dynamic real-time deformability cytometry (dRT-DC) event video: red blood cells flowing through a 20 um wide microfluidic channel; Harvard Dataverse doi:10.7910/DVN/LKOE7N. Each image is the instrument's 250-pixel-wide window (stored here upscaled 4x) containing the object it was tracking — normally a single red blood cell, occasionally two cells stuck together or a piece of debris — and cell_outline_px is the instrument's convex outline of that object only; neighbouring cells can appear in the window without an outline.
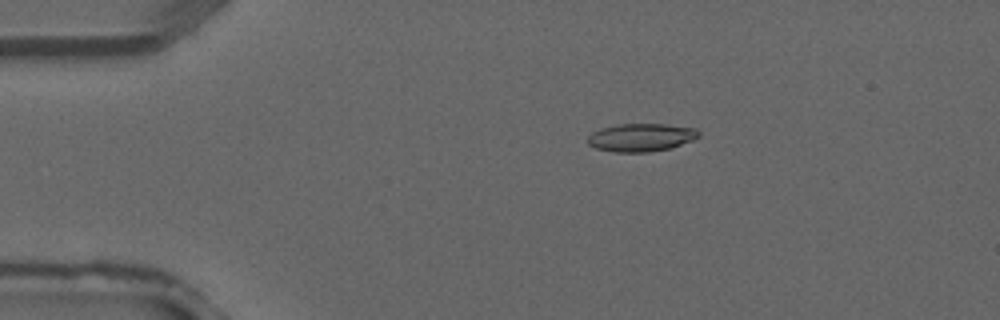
{"species": "common noctule bat (a hibernating species)", "species_latin": "Nyctalus noctula", "temperature_condition": "warm", "stored_images_in_passage": 2, "camera_frame_rate_fps": 3000, "um_per_image_px": 0.085, "animal": {"sex": "male", "forearm_length_mm": 52.5}, "frame": {"image": 1, "passage_image": 1, "time_ms": 0.0, "image_size_px": [1000, 320], "cell_outline_px": [[700, 136], [692, 140], [668, 148], [648, 152], [612, 152], [596, 148], [588, 144], [588, 136], [592, 132], [600, 128], [616, 124], [668, 124], [696, 128], [700, 132]], "centroid_in_image_um": [54.47, 11.67], "position_along_channel_um": 30.5, "area_um2": 18.15}}